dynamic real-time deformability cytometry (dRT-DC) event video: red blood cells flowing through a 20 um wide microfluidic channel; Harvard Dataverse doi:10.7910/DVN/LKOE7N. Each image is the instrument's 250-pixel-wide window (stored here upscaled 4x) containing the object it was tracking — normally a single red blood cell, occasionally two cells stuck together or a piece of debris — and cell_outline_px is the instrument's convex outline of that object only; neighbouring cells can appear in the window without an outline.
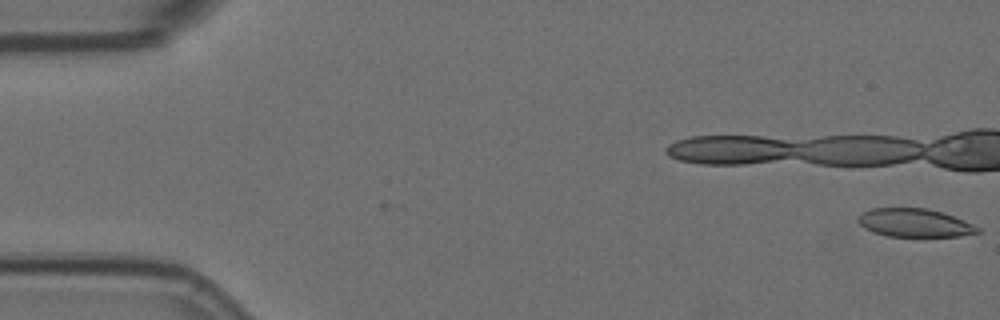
{"species": "Egyptian fruit bat (a non-hibernating species)", "species_latin": "Rousettus aegyptiacus", "temperature_condition": "room temperature", "stored_images_in_passage": 45, "camera_frame_rate_fps": 3000, "um_per_image_px": 0.085, "animal": {"sex": "female"}, "frame": {"image": 1, "passage_image": 1, "time_ms": 0.0, "image_size_px": [1000, 320], "cell_outline_px": [[980, 232], [960, 236], [888, 236], [872, 232], [864, 228], [856, 220], [860, 212], [872, 208], [924, 208], [940, 212], [964, 220], [980, 228]], "centroid_in_image_um": [77.68, 18.94], "position_along_channel_um": 7.3, "area_um2": 19.65}}